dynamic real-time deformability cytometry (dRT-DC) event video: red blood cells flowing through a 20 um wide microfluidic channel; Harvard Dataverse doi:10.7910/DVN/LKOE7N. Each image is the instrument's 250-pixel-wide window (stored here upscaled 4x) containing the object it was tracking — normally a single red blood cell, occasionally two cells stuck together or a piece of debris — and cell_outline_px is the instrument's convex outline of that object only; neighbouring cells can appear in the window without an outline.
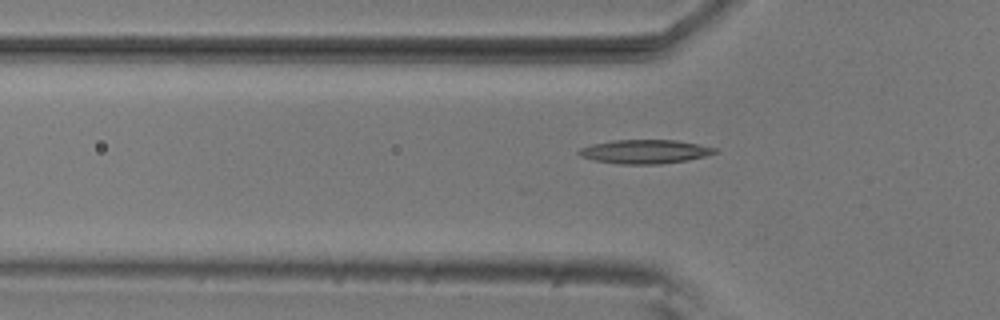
{"species": "common noctule bat (a hibernating species)", "species_latin": "Nyctalus noctula", "temperature_condition": "room temperature", "stored_images_in_passage": 44, "camera_frame_rate_fps": 3000, "um_per_image_px": 0.085, "animal": {"sex": "male", "body_mass_g": 20.5, "forearm_length_mm": 52.5}, "frame": {"image": 1, "passage_image": 9, "time_ms": 2.667, "image_size_px": [1000, 320], "cell_outline_px": [[720, 152], [688, 160], [660, 164], [620, 164], [592, 160], [580, 156], [576, 152], [580, 148], [592, 144], [612, 140], [676, 140], [716, 148]], "centroid_in_image_um": [54.79, 12.89], "position_along_channel_um": 71.0, "area_um2": 18.96}}
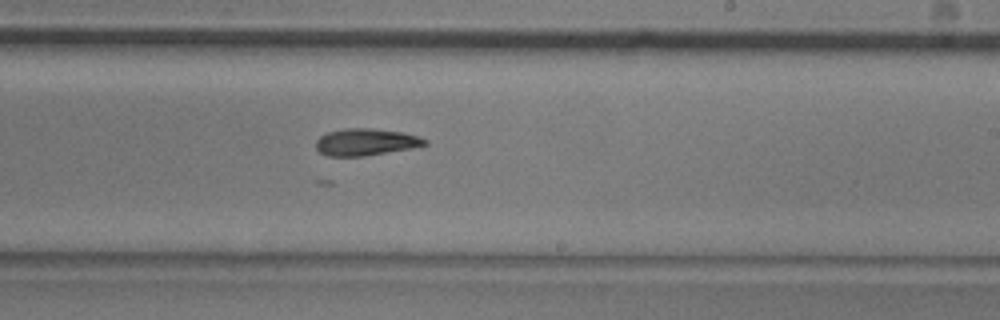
{"frame": {"image": 2, "passage_image": 24, "time_ms": 7.667, "image_size_px": [1000, 320], "cell_outline_px": [[428, 144], [412, 148], [364, 156], [328, 156], [320, 152], [316, 148], [316, 140], [320, 136], [328, 132], [344, 128], [372, 128], [404, 132], [420, 136], [428, 140]], "centroid_in_image_um": [31.12, 12.06], "position_along_channel_um": 257.9, "area_um2": 17.22}}
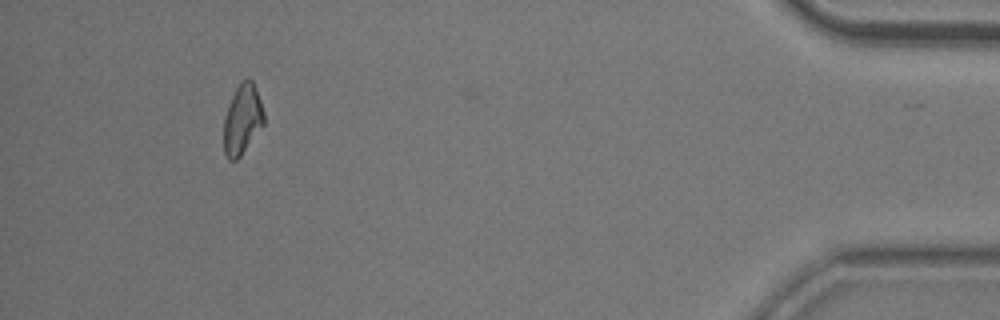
{"frame": {"image": 3, "passage_image": 42, "time_ms": 13.667, "image_size_px": [1000, 320], "cell_outline_px": [[264, 124], [240, 156], [236, 160], [228, 160], [224, 152], [224, 120], [232, 96], [240, 80], [248, 76], [252, 80], [256, 88], [264, 112]], "centroid_in_image_um": [20.61, 10.12], "position_along_channel_um": 414.6, "area_um2": 16.3}, "authors_computed_cell_mechanics": {"area_um2": 16.9643, "velocity_mm_per_s": 3.7275, "shape_relaxation_time_tau1_ms": 3.8759, "shape_relaxation_time_tau2_ms": null, "deformation_change_tau1": 0.1192, "deformation_change_tau2": null}}